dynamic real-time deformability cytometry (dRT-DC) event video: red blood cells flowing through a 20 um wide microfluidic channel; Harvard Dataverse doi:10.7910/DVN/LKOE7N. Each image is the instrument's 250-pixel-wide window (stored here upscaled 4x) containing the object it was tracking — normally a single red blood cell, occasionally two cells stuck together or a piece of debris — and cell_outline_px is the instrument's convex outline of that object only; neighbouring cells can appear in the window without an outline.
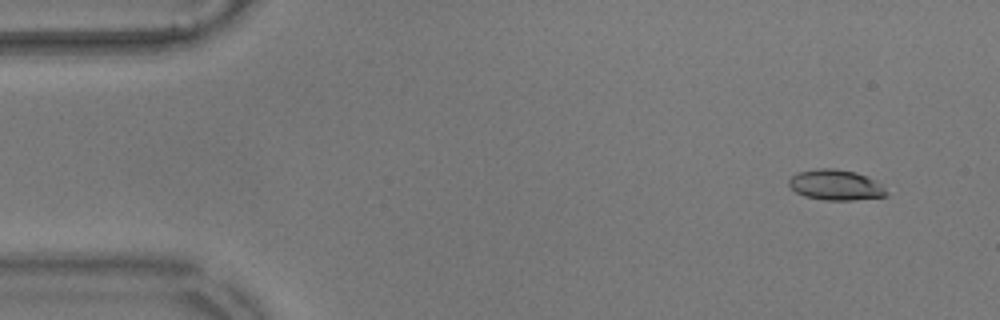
{"species": "common noctule bat (a hibernating species)", "species_latin": "Nyctalus noctula", "temperature_condition": "warm", "stored_images_in_passage": 56, "camera_frame_rate_fps": 3000, "um_per_image_px": 0.085, "animal": {"sex": "male", "body_mass_g": 17.9}, "frame": {"image": 1, "passage_image": 4, "time_ms": 1.0, "image_size_px": [1000, 320], "cell_outline_px": [[888, 196], [852, 200], [824, 200], [804, 196], [796, 192], [788, 184], [788, 180], [796, 172], [816, 168], [836, 168], [856, 172], [868, 176], [880, 184], [888, 192]], "centroid_in_image_um": [71.02, 15.71], "position_along_channel_um": 14.0, "area_um2": 17.51}}
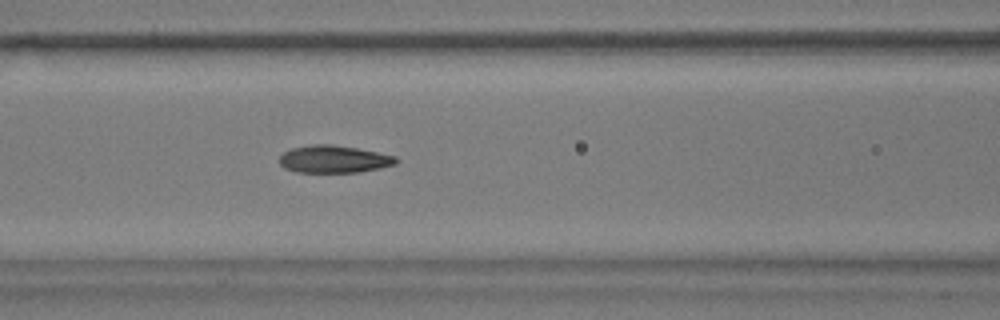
{"frame": {"image": 2, "passage_image": 23, "time_ms": 7.333, "image_size_px": [1000, 320], "cell_outline_px": [[400, 160], [396, 164], [380, 168], [360, 172], [296, 172], [284, 168], [280, 164], [280, 156], [284, 152], [292, 148], [312, 144], [332, 144], [356, 148], [396, 156]], "centroid_in_image_um": [28.39, 13.53], "position_along_channel_um": 138.2, "area_um2": 18.67}}
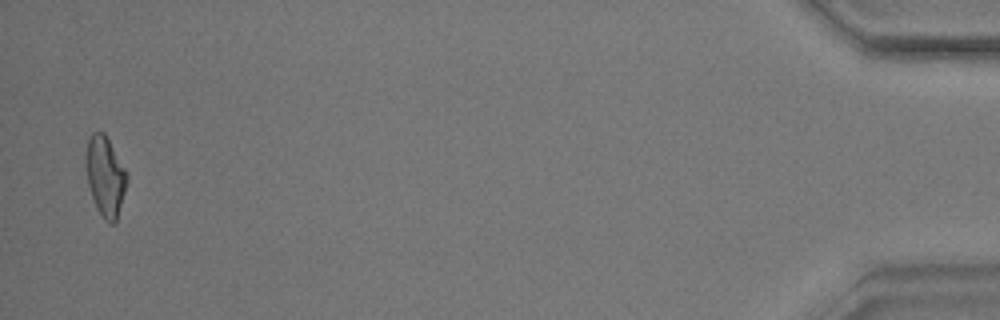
{"frame": {"image": 3, "passage_image": 55, "time_ms": 18.0, "image_size_px": [1000, 320], "cell_outline_px": [[128, 180], [116, 220], [112, 224], [108, 224], [104, 220], [96, 208], [88, 184], [84, 156], [88, 140], [92, 132], [104, 132], [124, 168], [128, 176]], "centroid_in_image_um": [8.92, 14.99], "position_along_channel_um": 426.3, "area_um2": 18.96}, "authors_computed_cell_mechanics": {"area_um2": 18.5538, "velocity_mm_per_s": 3.5639, "shape_relaxation_time_tau1_ms": 3.2367, "shape_relaxation_time_tau2_ms": 1.5016, "deformation_change_tau1": 0.1507, "deformation_change_tau2": 0.0823}}